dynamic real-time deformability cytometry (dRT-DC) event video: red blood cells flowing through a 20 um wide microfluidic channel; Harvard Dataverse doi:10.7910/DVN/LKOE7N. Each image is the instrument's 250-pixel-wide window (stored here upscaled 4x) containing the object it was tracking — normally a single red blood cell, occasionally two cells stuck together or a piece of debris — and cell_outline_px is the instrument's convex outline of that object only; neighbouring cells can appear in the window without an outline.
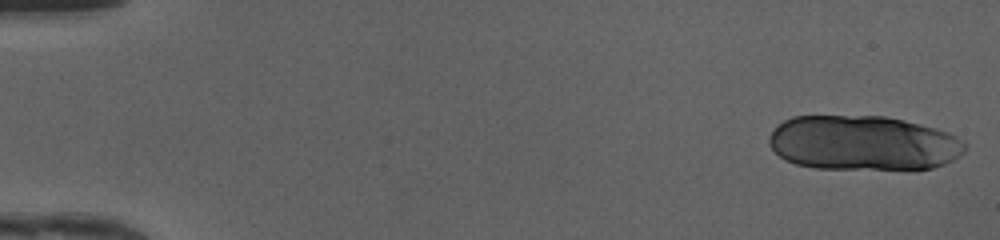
{"species": "human", "species_latin": "Homo sapiens", "temperature_condition": "cold", "stored_images_in_passage": 47, "camera_frame_rate_fps": 3000, "um_per_image_px": 0.085, "donor": {"sex": "female"}, "frame": {"image": 1, "passage_image": 1, "time_ms": 0.0, "image_size_px": [1000, 240], "cell_outline_px": [[968, 148], [960, 156], [944, 164], [932, 168], [816, 168], [796, 164], [784, 160], [768, 144], [768, 136], [784, 120], [792, 116], [884, 116], [904, 120], [936, 128], [948, 132], [956, 136], [968, 144]], "centroid_in_image_um": [73.38, 12.14], "position_along_channel_um": 11.6, "area_um2": 62.48}}
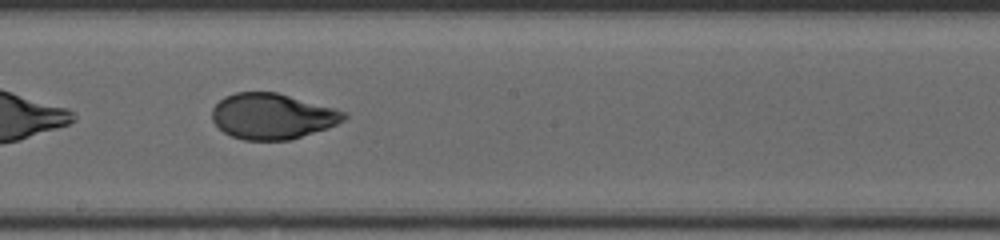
{"frame": {"image": 2, "passage_image": 28, "time_ms": 9.0, "image_size_px": [1000, 240], "cell_outline_px": [[348, 116], [344, 120], [328, 128], [292, 140], [244, 140], [232, 136], [224, 132], [212, 120], [212, 108], [224, 96], [236, 92], [276, 92], [348, 112]], "centroid_in_image_um": [23.16, 9.88], "position_along_channel_um": 225.0, "area_um2": 35.14}}
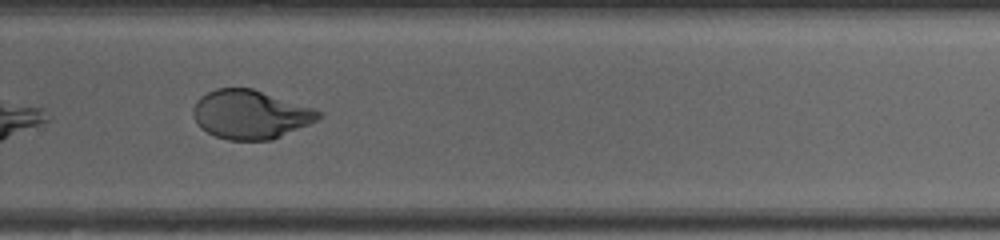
{"frame": {"image": 3, "passage_image": 34, "time_ms": 11.0, "image_size_px": [1000, 240], "cell_outline_px": [[320, 116], [316, 120], [308, 124], [272, 140], [228, 140], [216, 136], [200, 128], [192, 112], [192, 108], [196, 100], [200, 96], [216, 88], [252, 88], [312, 108], [320, 112]], "centroid_in_image_um": [21.22, 9.73], "position_along_channel_um": 308.6, "area_um2": 35.26}, "authors_computed_cell_mechanics": {"area_um2": 40.8068, "velocity_mm_per_s": 4.1814, "shape_relaxation_time_tau1_ms": 4.0547, "shape_relaxation_time_tau2_ms": 0.8445, "deformation_change_tau1": 0.1848, "deformation_change_tau2": 0.0484}}